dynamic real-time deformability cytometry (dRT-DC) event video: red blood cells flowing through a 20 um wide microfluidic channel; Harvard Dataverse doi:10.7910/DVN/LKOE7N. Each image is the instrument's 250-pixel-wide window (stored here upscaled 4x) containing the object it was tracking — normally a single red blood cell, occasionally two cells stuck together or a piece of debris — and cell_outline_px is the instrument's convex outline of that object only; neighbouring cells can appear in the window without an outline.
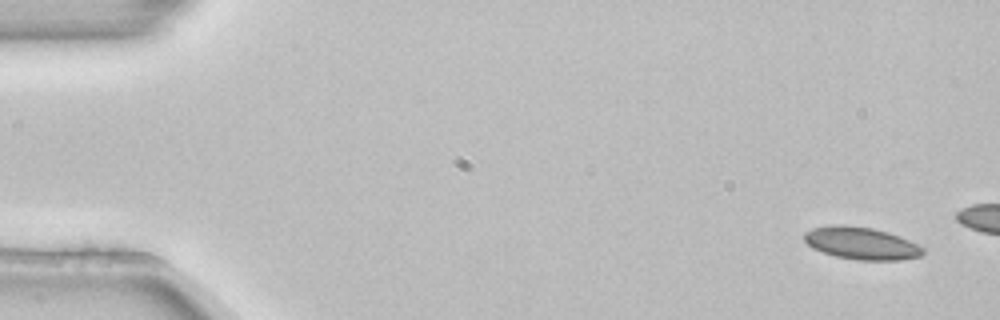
{"species": "common noctule bat (a hibernating species)", "species_latin": "Nyctalus noctula", "temperature_condition": "room temperature", "stored_images_in_passage": 3, "camera_frame_rate_fps": 3000, "um_per_image_px": 0.085, "animal": {"sex": "female", "body_mass_g": 22.7, "forearm_length_mm": 54.2}, "frame": {"image": 1, "passage_image": 1, "time_ms": 0.0, "image_size_px": [1000, 320], "cell_outline_px": [[924, 252], [920, 256], [900, 260], [856, 260], [836, 256], [812, 248], [804, 240], [804, 232], [812, 228], [832, 224], [844, 224], [872, 228], [888, 232], [908, 240], [924, 248]], "centroid_in_image_um": [73.18, 20.67], "position_along_channel_um": 11.8, "area_um2": 22.37}}